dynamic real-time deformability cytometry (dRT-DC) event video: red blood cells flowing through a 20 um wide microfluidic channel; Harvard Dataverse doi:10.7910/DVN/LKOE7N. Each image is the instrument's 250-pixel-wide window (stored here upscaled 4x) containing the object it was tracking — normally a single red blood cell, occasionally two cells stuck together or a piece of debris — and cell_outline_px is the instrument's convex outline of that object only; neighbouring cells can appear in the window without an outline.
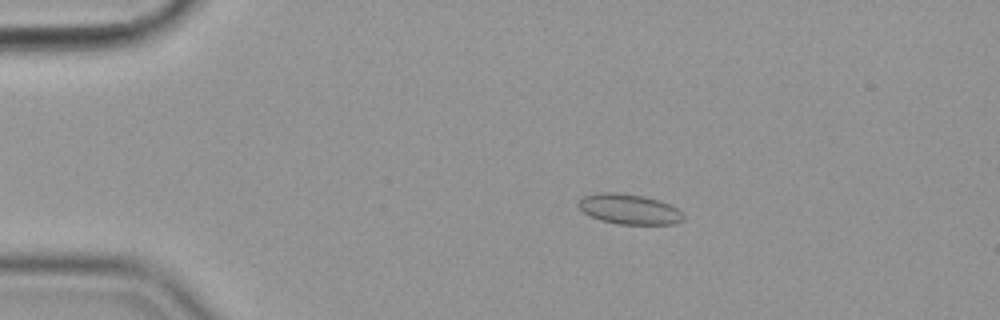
{"species": "common noctule bat (a hibernating species)", "species_latin": "Nyctalus noctula", "temperature_condition": "cold", "stored_images_in_passage": 47, "camera_frame_rate_fps": 3000, "um_per_image_px": 0.085, "animal": {"sex": "female", "body_mass_g": 19.9}, "frame": {"image": 1, "passage_image": 2, "time_ms": 0.333, "image_size_px": [1000, 320], "cell_outline_px": [[684, 220], [676, 224], [616, 224], [600, 220], [588, 216], [576, 204], [584, 196], [596, 192], [616, 192], [644, 196], [660, 200], [676, 208], [684, 216]], "centroid_in_image_um": [53.45, 17.78], "position_along_channel_um": 31.5, "area_um2": 18.61}}
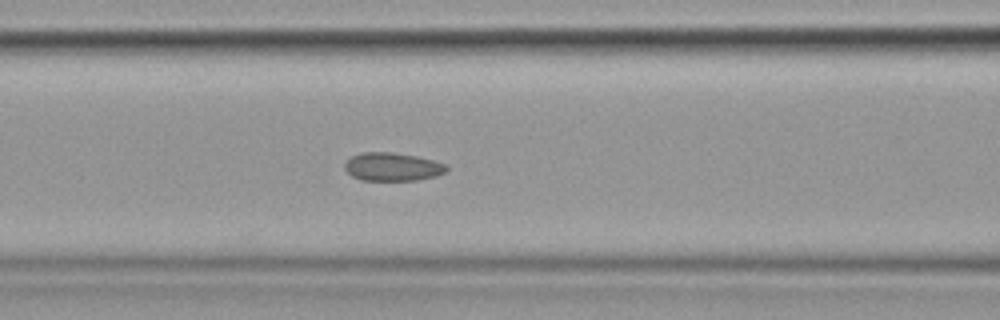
{"frame": {"image": 2, "passage_image": 15, "time_ms": 4.667, "image_size_px": [1000, 320], "cell_outline_px": [[448, 168], [444, 172], [436, 176], [416, 180], [360, 180], [352, 176], [344, 168], [344, 164], [352, 156], [364, 152], [392, 152], [416, 156], [432, 160], [444, 164]], "centroid_in_image_um": [33.33, 14.18], "position_along_channel_um": 133.3, "area_um2": 16.59}}
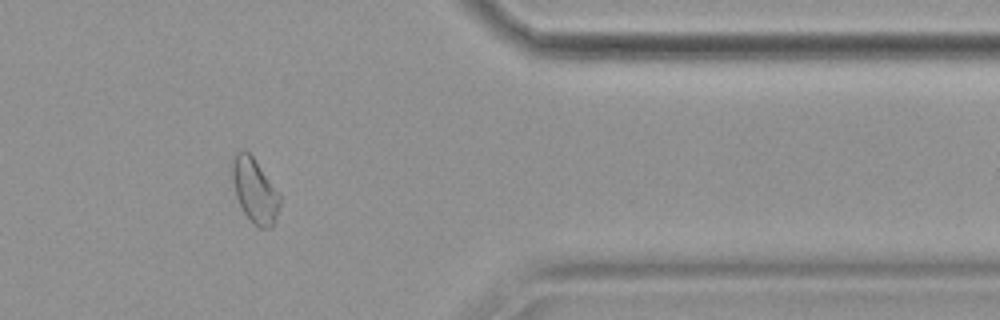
{"frame": {"image": 3, "passage_image": 38, "time_ms": 12.333, "image_size_px": [1000, 320], "cell_outline_px": [[280, 204], [276, 220], [268, 228], [260, 228], [248, 220], [236, 196], [232, 180], [232, 160], [236, 152], [244, 148], [252, 156], [280, 192]], "centroid_in_image_um": [21.66, 16.19], "position_along_channel_um": 389.7, "area_um2": 17.98}, "authors_computed_cell_mechanics": {"area_um2": 17.3978, "velocity_mm_per_s": 3.5709, "shape_relaxation_time_tau1_ms": null, "shape_relaxation_time_tau2_ms": 2.0012, "deformation_change_tau1": null, "deformation_change_tau2": 0.0661}}